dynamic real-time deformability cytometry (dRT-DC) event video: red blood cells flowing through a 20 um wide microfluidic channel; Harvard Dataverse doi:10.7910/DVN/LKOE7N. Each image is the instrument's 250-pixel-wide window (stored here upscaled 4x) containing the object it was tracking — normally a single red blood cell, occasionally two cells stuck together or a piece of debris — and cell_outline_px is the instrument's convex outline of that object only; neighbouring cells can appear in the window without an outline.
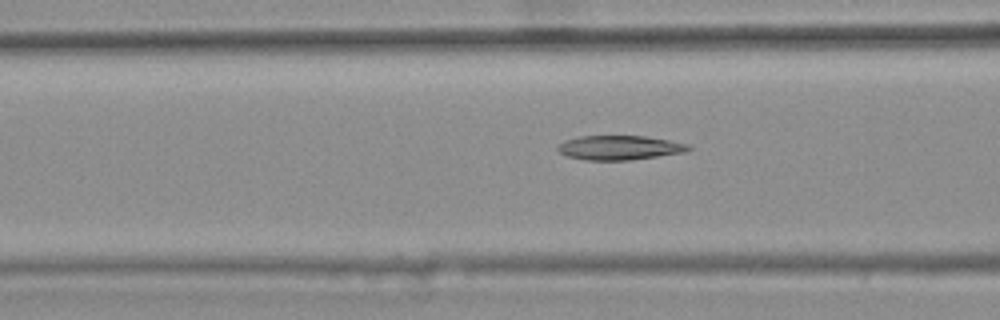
{"species": "common noctule bat (a hibernating species)", "species_latin": "Nyctalus noctula", "temperature_condition": "warm", "stored_images_in_passage": 39, "camera_frame_rate_fps": 3000, "um_per_image_px": 0.085, "animal": {"sex": "female", "body_mass_g": 25.1}, "frame": {"image": 1, "passage_image": 17, "time_ms": 5.333, "image_size_px": [1000, 320], "cell_outline_px": [[692, 148], [688, 152], [628, 160], [584, 160], [568, 156], [560, 152], [556, 148], [564, 140], [580, 136], [644, 136], [668, 140], [688, 144]], "centroid_in_image_um": [52.67, 12.55], "position_along_channel_um": 113.9, "area_um2": 18.5}}